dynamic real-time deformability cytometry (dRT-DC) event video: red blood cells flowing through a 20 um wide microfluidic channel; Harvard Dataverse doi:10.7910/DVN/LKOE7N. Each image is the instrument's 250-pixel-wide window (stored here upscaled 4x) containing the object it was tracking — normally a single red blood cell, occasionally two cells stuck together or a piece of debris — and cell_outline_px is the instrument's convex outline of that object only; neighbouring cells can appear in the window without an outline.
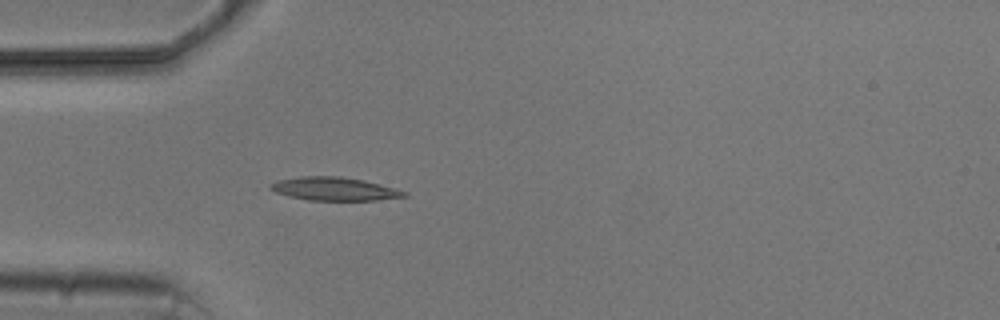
{"species": "common noctule bat (a hibernating species)", "species_latin": "Nyctalus noctula", "temperature_condition": "cold", "stored_images_in_passage": 2, "camera_frame_rate_fps": 3000, "um_per_image_px": 0.085, "animal": {"sex": "male", "body_mass_g": 20.5, "forearm_length_mm": 52.5}, "frame": {"image": 1, "passage_image": 2, "time_ms": 1.0, "image_size_px": [1000, 320], "cell_outline_px": [[408, 196], [376, 200], [308, 200], [288, 196], [276, 192], [268, 188], [268, 184], [276, 180], [300, 176], [340, 176], [364, 180], [396, 188], [408, 192]], "centroid_in_image_um": [28.39, 16.05], "position_along_channel_um": 56.6, "area_um2": 18.32}}